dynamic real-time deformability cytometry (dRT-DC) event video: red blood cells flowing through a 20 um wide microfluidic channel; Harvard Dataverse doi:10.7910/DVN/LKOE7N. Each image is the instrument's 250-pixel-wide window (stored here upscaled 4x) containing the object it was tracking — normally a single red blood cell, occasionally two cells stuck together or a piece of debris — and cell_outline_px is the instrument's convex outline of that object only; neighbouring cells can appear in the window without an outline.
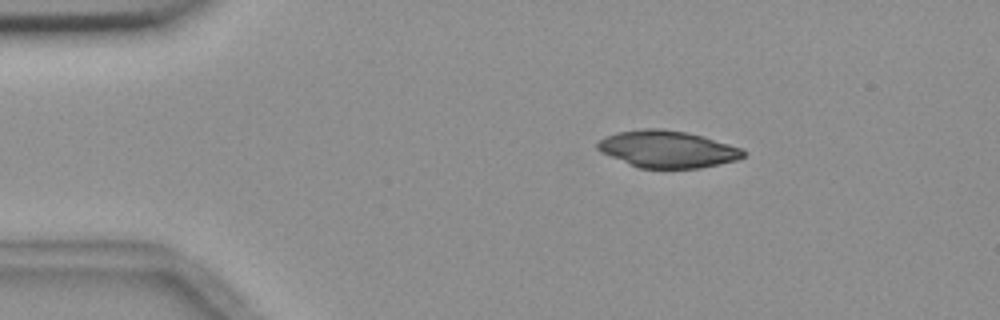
{"species": "common noctule bat (a hibernating species)", "species_latin": "Nyctalus noctula", "temperature_condition": "room temperature", "stored_images_in_passage": 3, "camera_frame_rate_fps": 3000, "um_per_image_px": 0.085, "animal": {"sex": "female", "body_mass_g": 18.4}, "frame": {"image": 1, "passage_image": 1, "time_ms": 0.0, "image_size_px": [1000, 320], "cell_outline_px": [[748, 152], [744, 156], [736, 160], [700, 168], [640, 168], [600, 152], [596, 148], [596, 144], [604, 136], [616, 132], [644, 128], [664, 128], [688, 132], [704, 136], [744, 148]], "centroid_in_image_um": [56.75, 12.66], "position_along_channel_um": 28.2, "area_um2": 31.73}}